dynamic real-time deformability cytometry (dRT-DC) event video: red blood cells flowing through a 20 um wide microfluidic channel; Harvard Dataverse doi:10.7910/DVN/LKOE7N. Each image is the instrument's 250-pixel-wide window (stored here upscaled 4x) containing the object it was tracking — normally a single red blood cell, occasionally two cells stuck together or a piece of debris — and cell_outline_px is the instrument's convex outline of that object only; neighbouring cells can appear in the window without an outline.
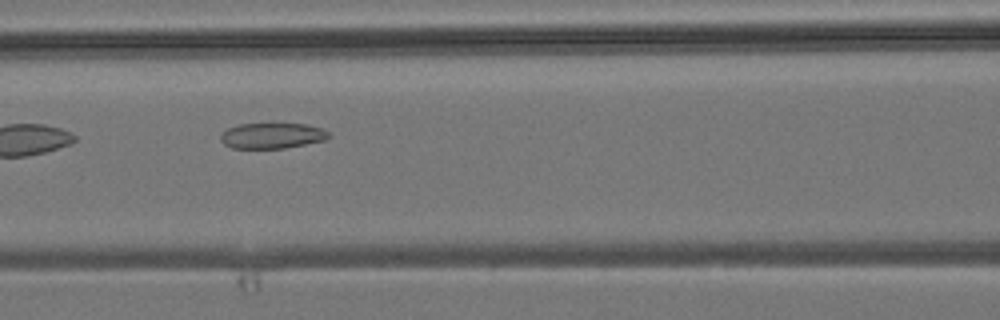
{"species": "common noctule bat (a hibernating species)", "species_latin": "Nyctalus noctula", "temperature_condition": "room temperature", "stored_images_in_passage": 6, "camera_frame_rate_fps": 3000, "um_per_image_px": 0.085, "animal": {"sex": "male", "body_mass_g": 19.2, "forearm_length_mm": 51.8}, "frame": {"image": 1, "passage_image": 6, "time_ms": 6.667, "image_size_px": [1000, 320], "cell_outline_px": [[332, 136], [324, 140], [284, 148], [232, 148], [224, 144], [220, 140], [220, 136], [228, 128], [240, 124], [272, 120], [308, 124], [324, 128]], "centroid_in_image_um": [23.16, 11.46], "position_along_channel_um": 143.4, "area_um2": 17.05}}